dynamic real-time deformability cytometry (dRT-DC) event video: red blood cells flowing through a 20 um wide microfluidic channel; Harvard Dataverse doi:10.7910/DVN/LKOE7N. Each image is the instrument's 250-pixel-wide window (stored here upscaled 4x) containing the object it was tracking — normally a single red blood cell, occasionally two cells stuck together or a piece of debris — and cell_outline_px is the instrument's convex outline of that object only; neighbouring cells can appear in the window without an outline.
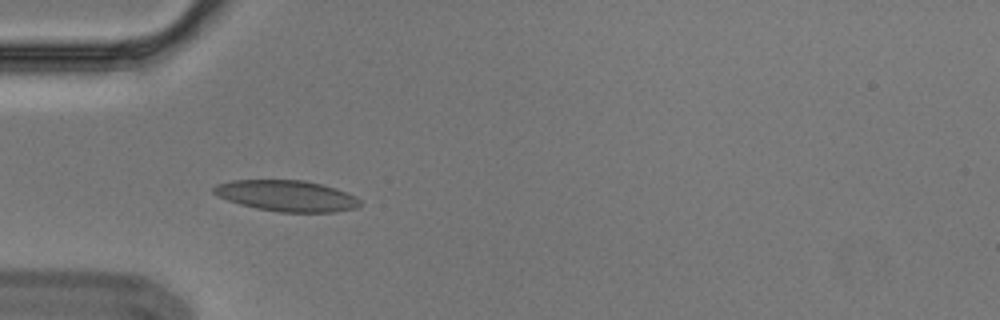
{"species": "Egyptian fruit bat (a non-hibernating species)", "species_latin": "Rousettus aegyptiacus", "temperature_condition": "cold", "stored_images_in_passage": 12, "camera_frame_rate_fps": 3000, "um_per_image_px": 0.085, "animal": {"sex": "male"}, "frame": {"image": 1, "passage_image": 3, "time_ms": 0.667, "image_size_px": [1000, 320], "cell_outline_px": [[360, 204], [356, 208], [336, 212], [280, 212], [256, 208], [240, 204], [216, 196], [212, 192], [212, 188], [216, 184], [232, 180], [304, 180], [336, 188], [356, 196], [360, 200]], "centroid_in_image_um": [24.35, 16.64], "position_along_channel_um": 60.7, "area_um2": 26.53}}
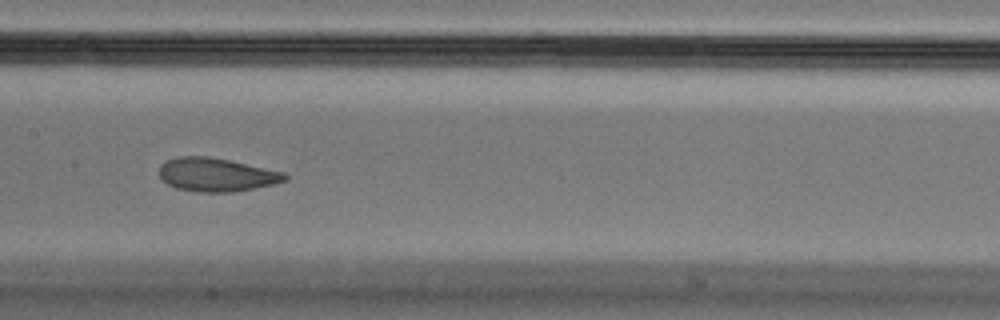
{"frame": {"image": 2, "passage_image": 6, "time_ms": 1.667, "image_size_px": [1000, 320], "cell_outline_px": [[288, 180], [272, 184], [232, 192], [196, 192], [176, 188], [168, 184], [160, 176], [160, 164], [176, 156], [208, 156], [228, 160], [284, 172], [288, 176]], "centroid_in_image_um": [18.38, 14.85], "position_along_channel_um": 189.0, "area_um2": 24.33}}
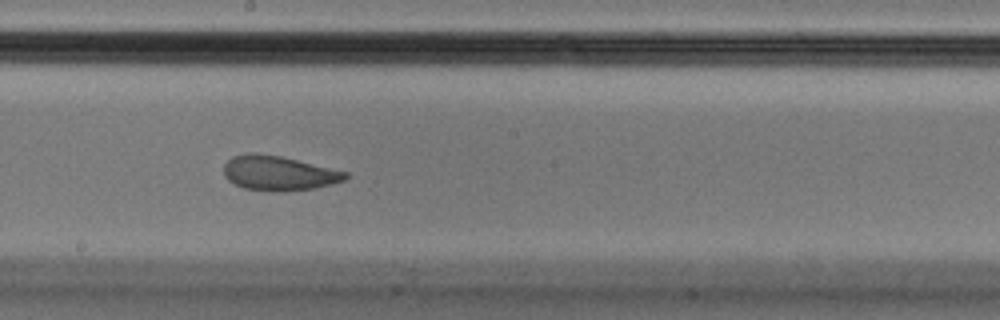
{"frame": {"image": 3, "passage_image": 7, "time_ms": 2.0, "image_size_px": [1000, 320], "cell_outline_px": [[348, 176], [344, 180], [332, 184], [316, 188], [284, 192], [244, 188], [228, 180], [224, 176], [224, 164], [232, 156], [252, 152], [256, 152], [280, 156], [348, 172]], "centroid_in_image_um": [23.68, 14.71], "position_along_channel_um": 224.5, "area_um2": 24.51}}